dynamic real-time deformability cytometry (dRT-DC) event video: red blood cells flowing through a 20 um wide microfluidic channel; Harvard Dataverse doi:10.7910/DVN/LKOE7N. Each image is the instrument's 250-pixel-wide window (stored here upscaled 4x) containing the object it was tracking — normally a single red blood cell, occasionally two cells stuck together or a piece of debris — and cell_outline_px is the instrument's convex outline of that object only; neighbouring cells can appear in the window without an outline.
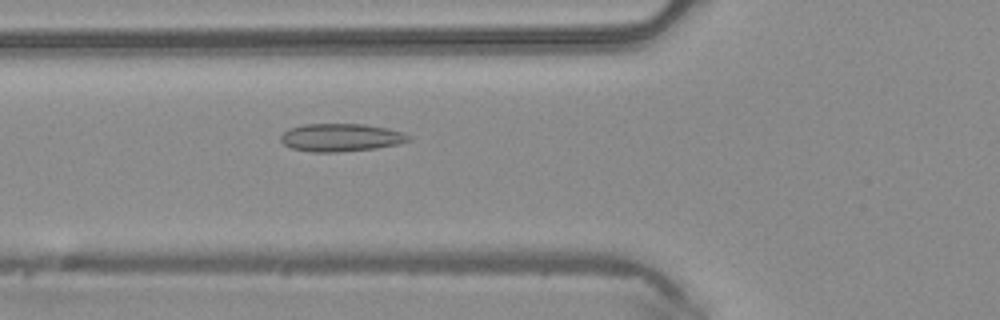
{"species": "common noctule bat (a hibernating species)", "species_latin": "Nyctalus noctula", "temperature_condition": "warm", "stored_images_in_passage": 48, "camera_frame_rate_fps": 3000, "um_per_image_px": 0.085, "animal": {"sex": "male", "body_mass_g": 20.4}, "frame": {"image": 1, "passage_image": 18, "time_ms": 5.667, "image_size_px": [1000, 320], "cell_outline_px": [[412, 140], [400, 144], [376, 148], [336, 152], [312, 152], [292, 148], [284, 144], [280, 140], [280, 136], [288, 128], [304, 124], [364, 124], [388, 128], [404, 132], [412, 136]], "centroid_in_image_um": [29.02, 11.68], "position_along_channel_um": 96.8, "area_um2": 20.98}}
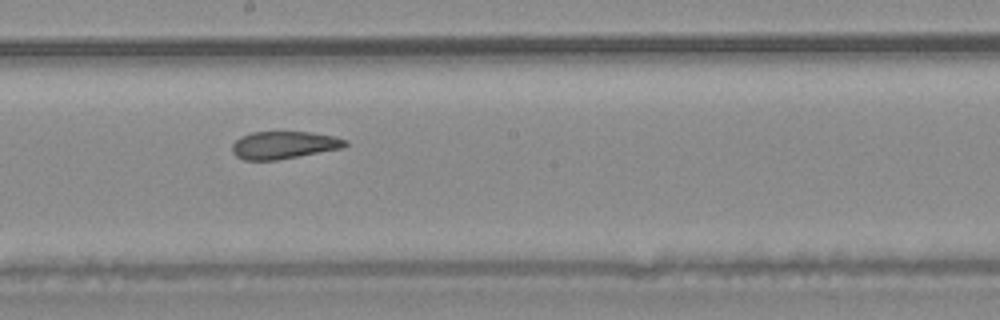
{"frame": {"image": 2, "passage_image": 27, "time_ms": 8.667, "image_size_px": [1000, 320], "cell_outline_px": [[348, 144], [344, 148], [300, 156], [276, 160], [244, 160], [236, 156], [232, 152], [232, 144], [240, 136], [252, 132], [308, 132], [332, 136], [348, 140]], "centroid_in_image_um": [24.13, 12.33], "position_along_channel_um": 224.1, "area_um2": 18.21}}
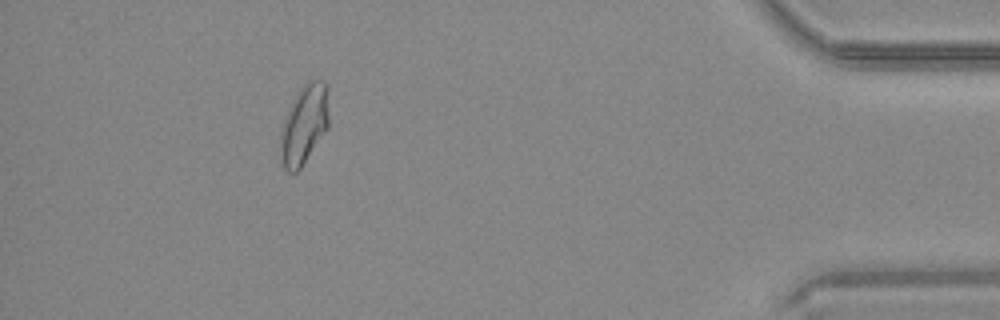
{"frame": {"image": 3, "passage_image": 44, "time_ms": 14.333, "image_size_px": [1000, 320], "cell_outline_px": [[328, 128], [300, 168], [296, 172], [288, 172], [284, 168], [280, 160], [280, 132], [284, 120], [300, 88], [304, 84], [312, 80], [324, 80], [328, 84]], "centroid_in_image_um": [25.86, 10.59], "position_along_channel_um": 409.3, "area_um2": 22.25}, "authors_computed_cell_mechanics": {"area_um2": 20.7502, "velocity_mm_per_s": 4.2273, "shape_relaxation_time_tau1_ms": null, "shape_relaxation_time_tau2_ms": 1.5123, "deformation_change_tau1": null, "deformation_change_tau2": 0.0722}}